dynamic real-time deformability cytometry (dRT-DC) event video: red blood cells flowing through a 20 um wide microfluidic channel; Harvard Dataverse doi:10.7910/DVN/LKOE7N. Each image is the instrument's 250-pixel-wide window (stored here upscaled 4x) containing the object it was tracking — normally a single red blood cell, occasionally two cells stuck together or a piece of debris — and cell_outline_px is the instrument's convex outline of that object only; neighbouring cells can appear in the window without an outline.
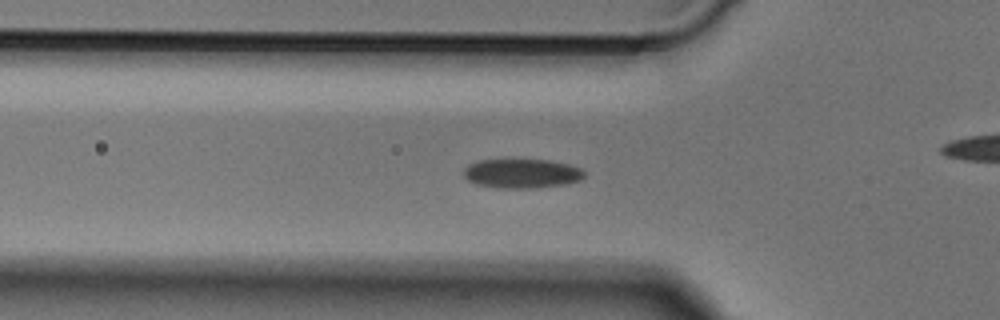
{"species": "Egyptian fruit bat (a non-hibernating species)", "species_latin": "Rousettus aegyptiacus", "temperature_condition": "cold", "stored_images_in_passage": 39, "camera_frame_rate_fps": 3000, "um_per_image_px": 0.085, "animal": {"sex": "male"}, "frame": {"image": 1, "passage_image": 5, "time_ms": 1.333, "image_size_px": [1000, 320], "cell_outline_px": [[584, 176], [580, 180], [564, 184], [536, 188], [496, 188], [476, 184], [468, 180], [464, 176], [464, 168], [468, 164], [476, 160], [548, 160], [568, 164], [580, 168], [584, 172]], "centroid_in_image_um": [44.32, 14.75], "position_along_channel_um": 81.5, "area_um2": 20.58}}
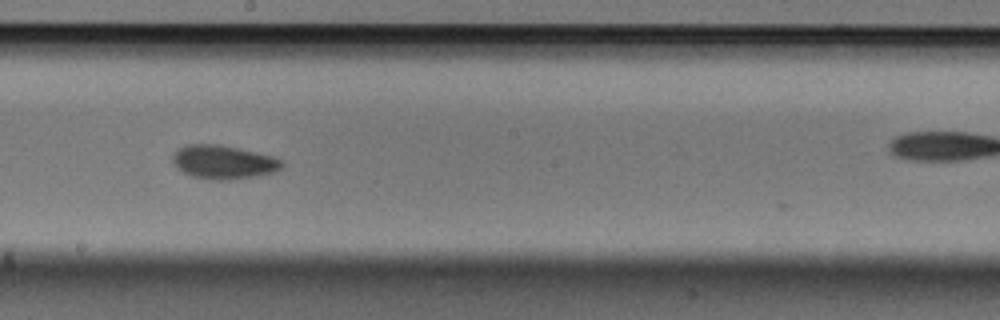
{"frame": {"image": 2, "passage_image": 16, "time_ms": 5.0, "image_size_px": [1000, 320], "cell_outline_px": [[284, 168], [276, 172], [256, 176], [228, 180], [216, 180], [192, 176], [176, 168], [172, 160], [172, 156], [180, 148], [188, 144], [220, 144], [272, 156], [284, 160]], "centroid_in_image_um": [19.04, 13.78], "position_along_channel_um": 229.2, "area_um2": 21.5}}
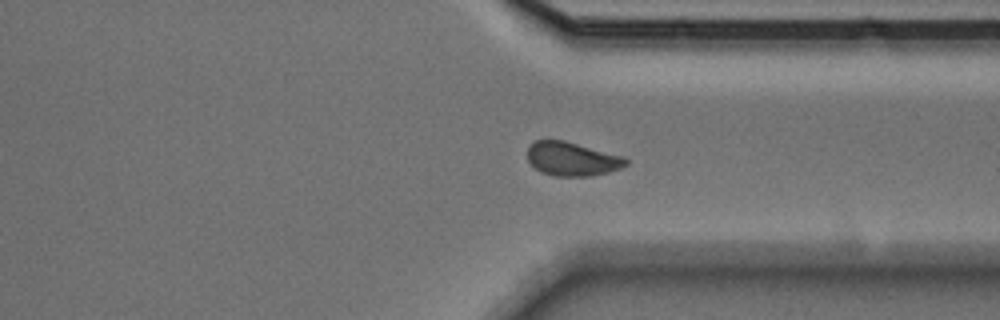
{"frame": {"image": 3, "passage_image": 26, "time_ms": 8.333, "image_size_px": [1000, 320], "cell_outline_px": [[628, 164], [620, 168], [608, 172], [588, 176], [552, 176], [540, 172], [528, 160], [528, 148], [536, 140], [564, 140], [624, 156], [628, 160]], "centroid_in_image_um": [48.64, 13.51], "position_along_channel_um": 362.8, "area_um2": 19.36}}